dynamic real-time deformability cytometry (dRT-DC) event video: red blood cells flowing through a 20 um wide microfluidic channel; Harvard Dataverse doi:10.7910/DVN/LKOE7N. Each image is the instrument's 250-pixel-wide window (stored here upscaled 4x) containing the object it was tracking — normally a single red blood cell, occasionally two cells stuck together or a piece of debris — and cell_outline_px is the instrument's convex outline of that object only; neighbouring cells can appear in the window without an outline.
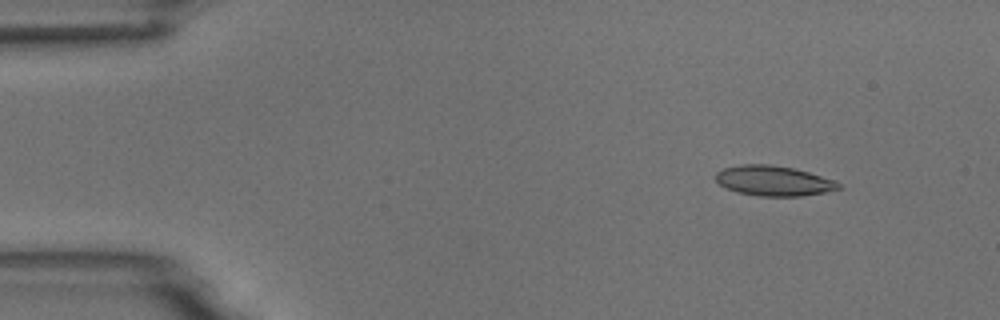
{"species": "common noctule bat (a hibernating species)", "species_latin": "Nyctalus noctula", "temperature_condition": "room temperature", "stored_images_in_passage": 6, "camera_frame_rate_fps": 3000, "um_per_image_px": 0.085, "animal": {"sex": "male", "body_mass_g": 18.8}, "frame": {"image": 1, "passage_image": 2, "time_ms": 1.0, "image_size_px": [1000, 320], "cell_outline_px": [[840, 188], [824, 192], [804, 196], [760, 196], [740, 192], [728, 188], [720, 184], [716, 180], [716, 172], [724, 168], [740, 164], [768, 164], [792, 168], [808, 172], [832, 180], [840, 184]], "centroid_in_image_um": [65.73, 15.36], "position_along_channel_um": 19.3, "area_um2": 21.15}}
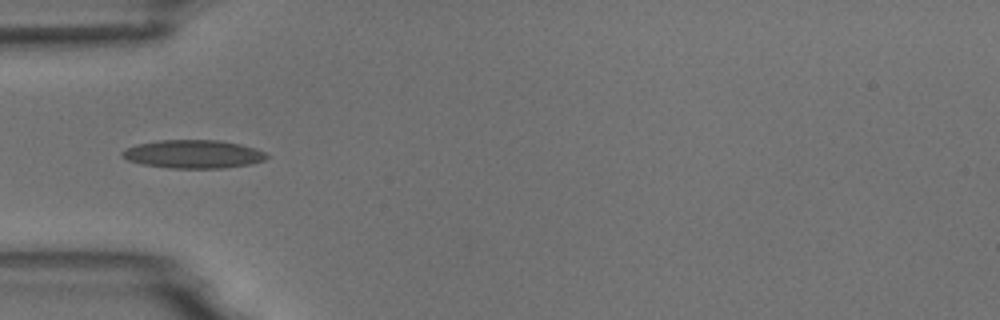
{"frame": {"image": 2, "passage_image": 5, "time_ms": 4.667, "image_size_px": [1000, 320], "cell_outline_px": [[268, 156], [264, 160], [252, 164], [220, 168], [168, 168], [144, 164], [128, 160], [120, 156], [120, 152], [124, 148], [136, 144], [160, 140], [220, 140], [240, 144], [264, 152]], "centroid_in_image_um": [16.37, 13.09], "position_along_channel_um": 68.6, "area_um2": 23.81}}